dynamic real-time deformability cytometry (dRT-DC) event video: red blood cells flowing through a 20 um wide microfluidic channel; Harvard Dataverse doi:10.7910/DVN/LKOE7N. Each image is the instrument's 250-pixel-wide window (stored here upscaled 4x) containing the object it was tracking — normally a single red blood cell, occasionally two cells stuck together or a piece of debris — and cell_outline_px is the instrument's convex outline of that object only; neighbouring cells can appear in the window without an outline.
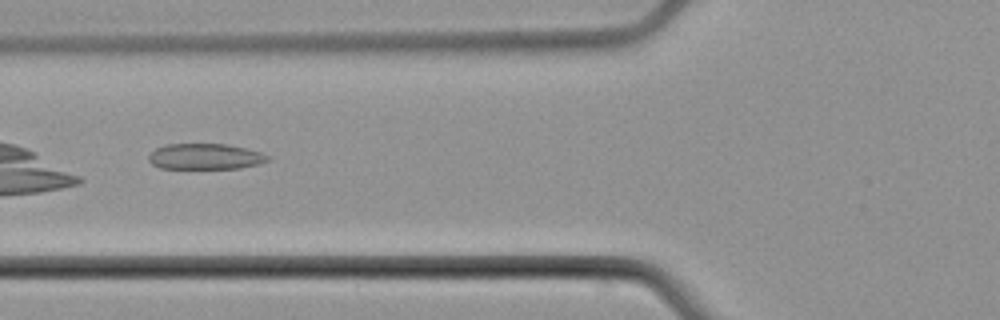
{"species": "common noctule bat (a hibernating species)", "species_latin": "Nyctalus noctula", "temperature_condition": "cold", "stored_images_in_passage": 7, "camera_frame_rate_fps": 3000, "um_per_image_px": 0.085, "animal": {"sex": "male", "body_mass_g": 21.5, "forearm_length_mm": 52.0}, "frame": {"image": 1, "passage_image": 5, "time_ms": 6.0, "image_size_px": [1000, 320], "cell_outline_px": [[268, 160], [260, 164], [240, 168], [160, 168], [152, 164], [148, 160], [148, 156], [156, 148], [164, 144], [228, 144], [260, 152], [268, 156]], "centroid_in_image_um": [17.42, 13.3], "position_along_channel_um": 108.4, "area_um2": 17.8}}
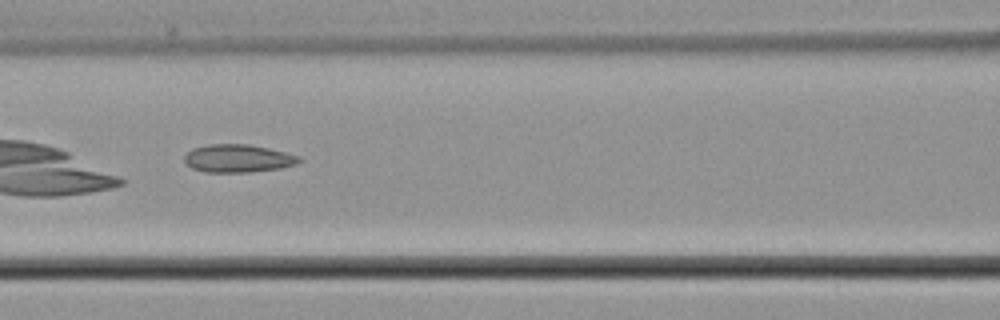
{"frame": {"image": 2, "passage_image": 6, "time_ms": 7.0, "image_size_px": [1000, 320], "cell_outline_px": [[304, 160], [296, 164], [280, 168], [252, 172], [204, 172], [192, 168], [184, 164], [184, 156], [192, 148], [208, 144], [248, 144], [268, 148], [300, 156]], "centroid_in_image_um": [20.21, 13.47], "position_along_channel_um": 146.4, "area_um2": 18.84}}
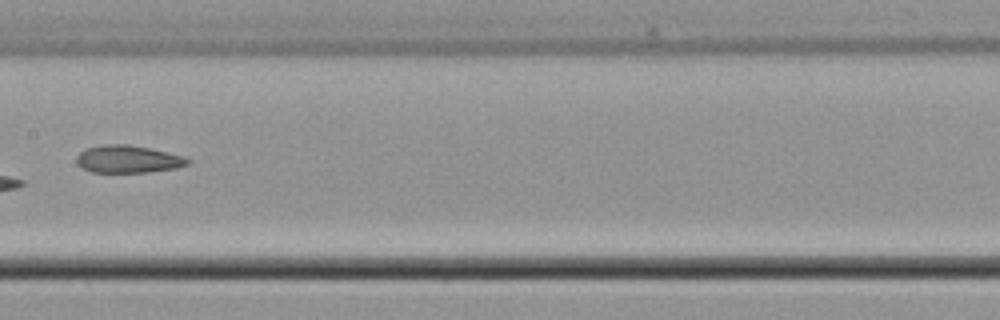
{"frame": {"image": 3, "passage_image": 7, "time_ms": 8.333, "image_size_px": [1000, 320], "cell_outline_px": [[192, 160], [188, 164], [176, 168], [148, 172], [92, 172], [80, 168], [76, 164], [76, 156], [84, 148], [108, 144], [128, 144], [148, 148], [184, 156]], "centroid_in_image_um": [10.84, 13.53], "position_along_channel_um": 196.6, "area_um2": 17.92}}